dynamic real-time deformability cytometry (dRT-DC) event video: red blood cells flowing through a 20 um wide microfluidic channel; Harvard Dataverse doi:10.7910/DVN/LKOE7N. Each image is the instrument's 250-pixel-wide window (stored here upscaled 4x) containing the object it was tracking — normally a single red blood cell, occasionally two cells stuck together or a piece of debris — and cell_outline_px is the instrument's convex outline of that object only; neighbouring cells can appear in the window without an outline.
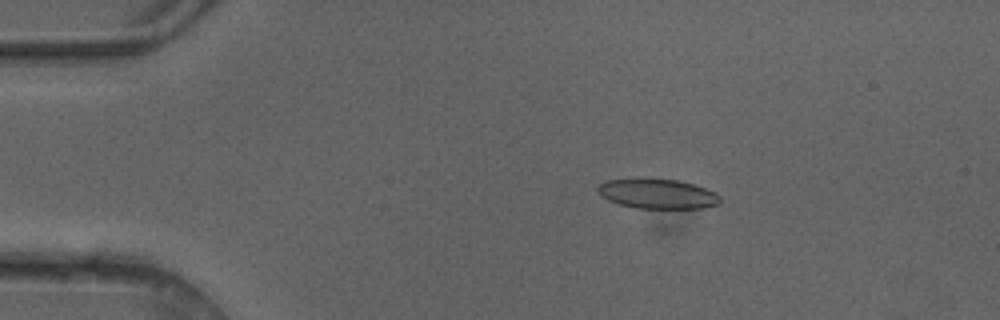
{"species": "common noctule bat (a hibernating species)", "species_latin": "Nyctalus noctula", "temperature_condition": "cold", "stored_images_in_passage": 4, "camera_frame_rate_fps": 3000, "um_per_image_px": 0.085, "animal": {"sex": "female"}, "frame": {"image": 1, "passage_image": 3, "time_ms": 0.667, "image_size_px": [1000, 320], "cell_outline_px": [[720, 204], [704, 208], [636, 208], [616, 204], [600, 196], [596, 192], [596, 188], [600, 184], [608, 180], [676, 180], [692, 184], [716, 192], [720, 196]], "centroid_in_image_um": [55.88, 16.51], "position_along_channel_um": 29.1, "area_um2": 20.92}}